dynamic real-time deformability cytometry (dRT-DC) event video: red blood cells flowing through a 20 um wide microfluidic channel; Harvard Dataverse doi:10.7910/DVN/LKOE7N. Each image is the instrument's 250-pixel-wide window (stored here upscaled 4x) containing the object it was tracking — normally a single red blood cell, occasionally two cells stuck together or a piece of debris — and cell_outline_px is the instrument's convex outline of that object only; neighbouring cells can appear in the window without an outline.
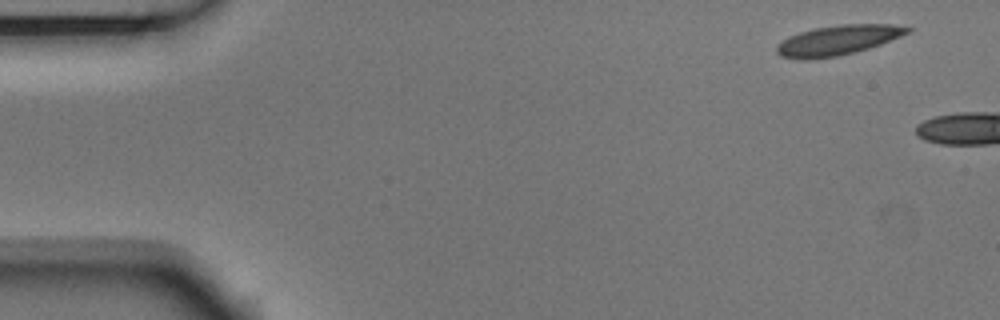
{"species": "Egyptian fruit bat (a non-hibernating species)", "species_latin": "Rousettus aegyptiacus", "temperature_condition": "room temperature", "stored_images_in_passage": 2, "camera_frame_rate_fps": 3000, "um_per_image_px": 0.085, "animal": {"sex": "male"}, "frame": {"image": 1, "passage_image": 1, "time_ms": 0.0, "image_size_px": [1000, 320], "cell_outline_px": [[912, 32], [880, 44], [856, 52], [840, 56], [808, 60], [800, 60], [780, 56], [776, 52], [776, 44], [788, 36], [800, 32], [816, 28], [844, 24], [892, 24], [912, 28]], "centroid_in_image_um": [71.19, 3.43], "position_along_channel_um": 13.8, "area_um2": 22.95}}